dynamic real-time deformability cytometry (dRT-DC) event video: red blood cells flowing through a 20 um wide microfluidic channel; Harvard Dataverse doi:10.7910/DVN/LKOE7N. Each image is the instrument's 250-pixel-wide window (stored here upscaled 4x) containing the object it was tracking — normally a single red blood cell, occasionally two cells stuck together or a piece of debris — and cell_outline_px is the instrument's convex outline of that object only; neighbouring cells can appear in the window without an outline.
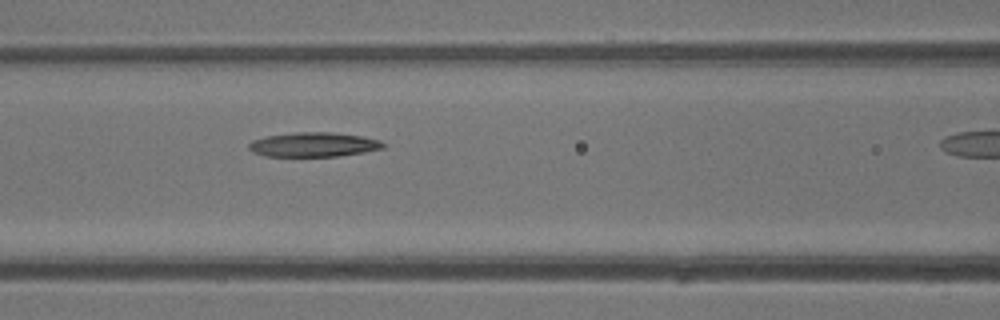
{"species": "common noctule bat (a hibernating species)", "species_latin": "Nyctalus noctula", "temperature_condition": "warm", "stored_images_in_passage": 4, "camera_frame_rate_fps": 3000, "um_per_image_px": 0.085, "animal": {"sex": "male", "body_mass_g": 13.3}, "frame": {"image": 1, "passage_image": 3, "time_ms": 2.333, "image_size_px": [1000, 320], "cell_outline_px": [[384, 148], [364, 152], [340, 156], [264, 156], [252, 152], [248, 148], [248, 144], [252, 140], [268, 136], [296, 132], [332, 132], [364, 136], [380, 140], [384, 144]], "centroid_in_image_um": [26.66, 12.29], "position_along_channel_um": 139.9, "area_um2": 19.19}}